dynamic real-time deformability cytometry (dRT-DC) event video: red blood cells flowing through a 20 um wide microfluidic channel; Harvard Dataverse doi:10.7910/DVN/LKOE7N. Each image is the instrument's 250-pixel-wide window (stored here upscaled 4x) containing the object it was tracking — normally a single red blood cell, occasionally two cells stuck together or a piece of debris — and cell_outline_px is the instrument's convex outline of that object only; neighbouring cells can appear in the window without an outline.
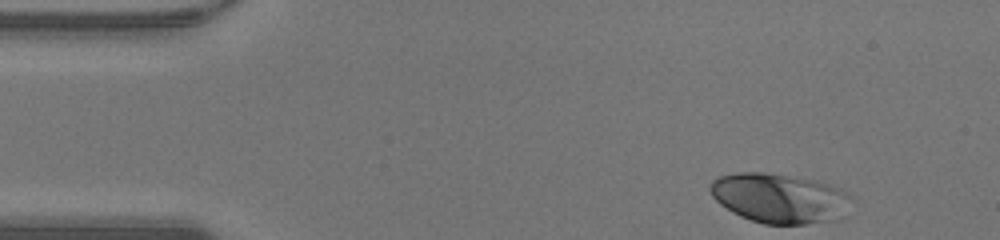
{"species": "human", "species_latin": "Homo sapiens", "temperature_condition": "warm", "stored_images_in_passage": 35, "camera_frame_rate_fps": 3000, "um_per_image_px": 0.085, "donor": {"sex": "male"}, "frame": {"image": 1, "passage_image": 1, "time_ms": 0.0, "image_size_px": [1000, 240], "cell_outline_px": [[856, 200], [832, 220], [804, 224], [764, 224], [740, 216], [732, 212], [720, 204], [712, 196], [708, 188], [708, 184], [712, 180], [720, 176], [736, 172], [764, 172], [820, 180], [840, 188], [852, 196]], "centroid_in_image_um": [66.24, 16.82], "position_along_channel_um": 18.8, "area_um2": 41.1}}
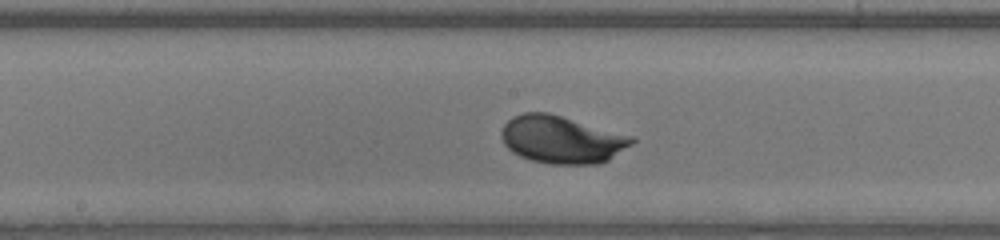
{"frame": {"image": 2, "passage_image": 20, "time_ms": 6.333, "image_size_px": [1000, 240], "cell_outline_px": [[636, 140], [632, 144], [608, 160], [600, 164], [552, 164], [532, 160], [520, 156], [512, 152], [504, 144], [500, 136], [500, 132], [504, 124], [512, 116], [524, 112], [548, 112], [636, 136]], "centroid_in_image_um": [47.76, 11.85], "position_along_channel_um": 200.4, "area_um2": 36.53}}
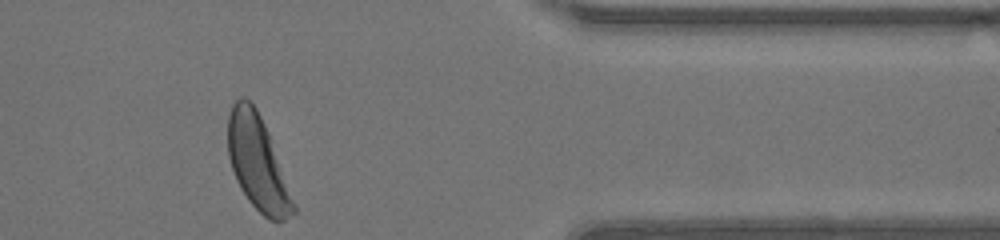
{"frame": {"image": 3, "passage_image": 35, "time_ms": 11.333, "image_size_px": [1000, 240], "cell_outline_px": [[296, 212], [284, 220], [276, 224], [268, 220], [248, 200], [240, 188], [236, 180], [228, 156], [228, 116], [232, 104], [240, 96], [244, 96], [256, 108], [268, 132], [296, 208]], "centroid_in_image_um": [21.87, 13.86], "position_along_channel_um": 389.5, "area_um2": 35.6}, "authors_computed_cell_mechanics": {"area_um2": 35.6048, "velocity_mm_per_s": 4.2965, "shape_relaxation_time_tau1_ms": 1.8363, "shape_relaxation_time_tau2_ms": null, "deformation_change_tau1": 0.1536, "deformation_change_tau2": null}}